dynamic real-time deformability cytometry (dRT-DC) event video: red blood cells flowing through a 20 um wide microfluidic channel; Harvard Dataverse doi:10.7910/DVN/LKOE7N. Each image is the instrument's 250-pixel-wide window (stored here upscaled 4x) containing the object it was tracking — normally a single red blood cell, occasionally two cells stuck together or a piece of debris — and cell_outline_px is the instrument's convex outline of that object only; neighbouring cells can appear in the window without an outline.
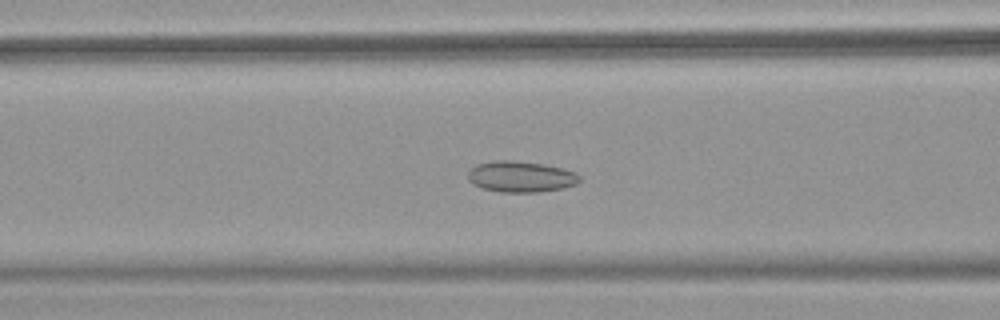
{"species": "common noctule bat (a hibernating species)", "species_latin": "Nyctalus noctula", "temperature_condition": "warm", "stored_images_in_passage": 51, "camera_frame_rate_fps": 3000, "um_per_image_px": 0.085, "animal": {"sex": "female", "body_mass_g": 18.4}, "frame": {"image": 1, "passage_image": 21, "time_ms": 6.667, "image_size_px": [1000, 320], "cell_outline_px": [[580, 180], [576, 184], [564, 188], [536, 192], [500, 192], [484, 188], [472, 184], [468, 180], [468, 172], [476, 164], [496, 160], [508, 160], [544, 164], [576, 172], [580, 176]], "centroid_in_image_um": [44.26, 15.02], "position_along_channel_um": 122.3, "area_um2": 20.11}}
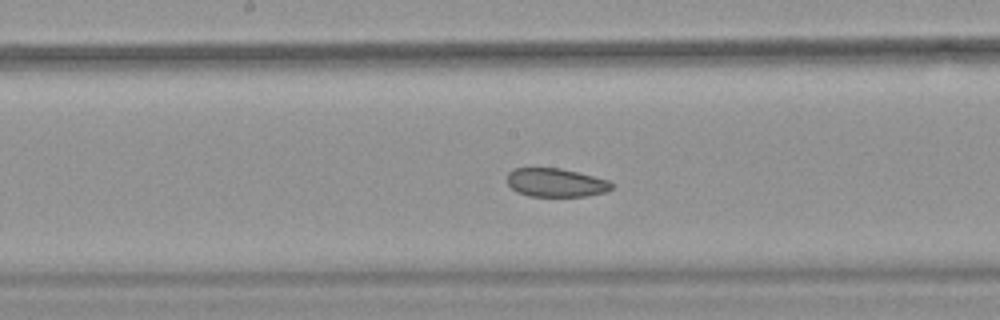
{"frame": {"image": 2, "passage_image": 27, "time_ms": 8.667, "image_size_px": [1000, 320], "cell_outline_px": [[612, 188], [608, 192], [584, 196], [528, 196], [516, 192], [508, 184], [508, 172], [512, 168], [560, 168], [608, 180], [612, 184]], "centroid_in_image_um": [47.22, 15.53], "position_along_channel_um": 201.0, "area_um2": 17.34}}
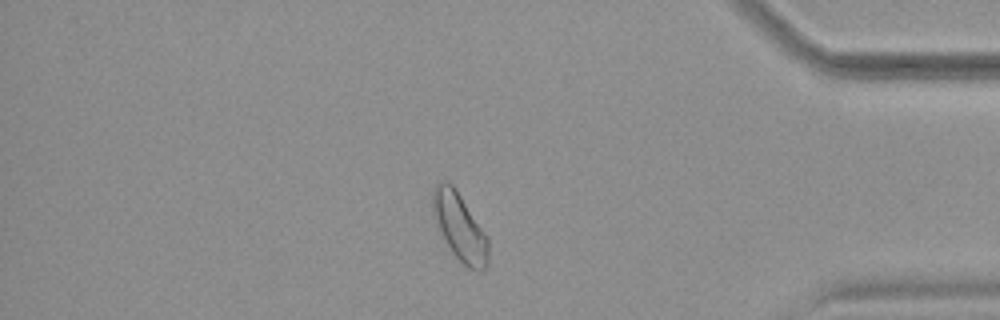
{"frame": {"image": 3, "passage_image": 44, "time_ms": 14.333, "image_size_px": [1000, 320], "cell_outline_px": [[488, 264], [480, 272], [468, 268], [452, 252], [440, 228], [432, 208], [432, 192], [436, 184], [440, 180], [444, 180], [452, 184], [488, 236]], "centroid_in_image_um": [39.1, 19.28], "position_along_channel_um": 396.1, "area_um2": 21.33}, "authors_computed_cell_mechanics": {"area_um2": 21.0392, "velocity_mm_per_s": 3.9477, "shape_relaxation_time_tau1_ms": null, "shape_relaxation_time_tau2_ms": 2.7708, "deformation_change_tau1": null, "deformation_change_tau2": 0.0813}}